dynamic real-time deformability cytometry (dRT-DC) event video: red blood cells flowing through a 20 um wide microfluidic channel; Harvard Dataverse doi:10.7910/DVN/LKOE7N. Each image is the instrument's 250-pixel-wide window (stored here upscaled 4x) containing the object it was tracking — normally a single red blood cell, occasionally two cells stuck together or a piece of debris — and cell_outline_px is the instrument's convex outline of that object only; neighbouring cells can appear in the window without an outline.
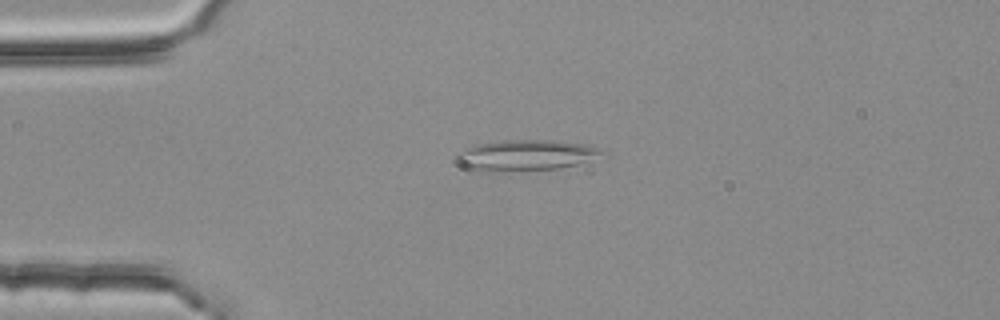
{"species": "common noctule bat (a hibernating species)", "species_latin": "Nyctalus noctula", "temperature_condition": "room temperature", "stored_images_in_passage": 3, "camera_frame_rate_fps": 3000, "um_per_image_px": 0.085, "animal": {"sex": "female", "body_mass_g": 25.1}, "frame": {"image": 1, "passage_image": 1, "time_ms": 0.0, "image_size_px": [1000, 320], "cell_outline_px": [[608, 152], [588, 160], [576, 164], [560, 168], [492, 172], [480, 172], [468, 168], [460, 164], [456, 156], [464, 148], [476, 144], [504, 140], [552, 140], [584, 144], [604, 148]], "centroid_in_image_um": [44.69, 13.19], "position_along_channel_um": 40.3, "area_um2": 26.18}}
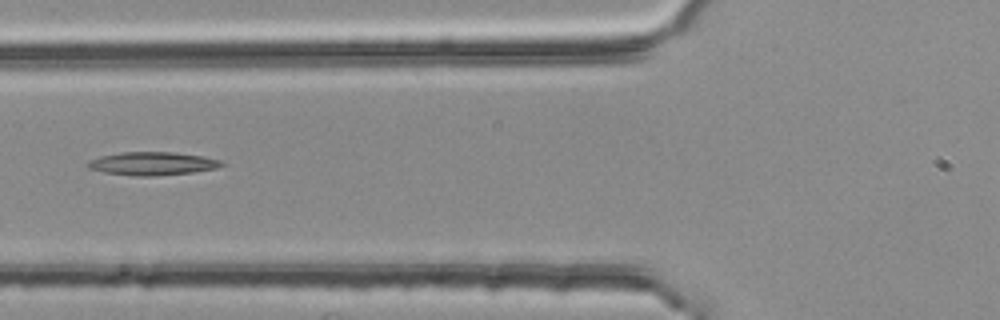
{"frame": {"image": 2, "passage_image": 3, "time_ms": 0.667, "image_size_px": [1000, 320], "cell_outline_px": [[224, 164], [216, 168], [192, 172], [152, 176], [140, 176], [104, 172], [88, 168], [88, 160], [100, 156], [120, 152], [172, 152], [200, 156], [220, 160]], "centroid_in_image_um": [12.91, 13.9], "position_along_channel_um": 112.9, "area_um2": 17.8}}